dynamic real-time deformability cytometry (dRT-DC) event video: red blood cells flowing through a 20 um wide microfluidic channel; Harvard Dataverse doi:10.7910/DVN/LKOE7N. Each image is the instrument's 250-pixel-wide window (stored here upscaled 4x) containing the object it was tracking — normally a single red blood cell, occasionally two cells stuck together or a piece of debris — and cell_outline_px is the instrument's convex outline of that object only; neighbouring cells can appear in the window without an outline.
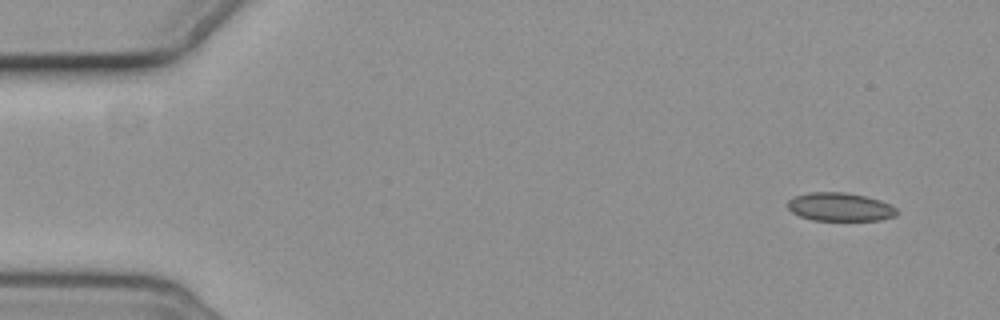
{"species": "common noctule bat (a hibernating species)", "species_latin": "Nyctalus noctula", "temperature_condition": "cold", "stored_images_in_passage": 4, "camera_frame_rate_fps": 3000, "um_per_image_px": 0.085, "animal": {"sex": "female", "body_mass_g": 19.3, "forearm_length_mm": 54.1}, "frame": {"image": 1, "passage_image": 1, "time_ms": 0.0, "image_size_px": [1000, 320], "cell_outline_px": [[896, 216], [880, 220], [812, 220], [800, 216], [792, 212], [788, 208], [788, 200], [796, 196], [808, 192], [844, 192], [864, 196], [880, 200], [896, 208]], "centroid_in_image_um": [71.38, 17.59], "position_along_channel_um": 13.6, "area_um2": 17.92}}
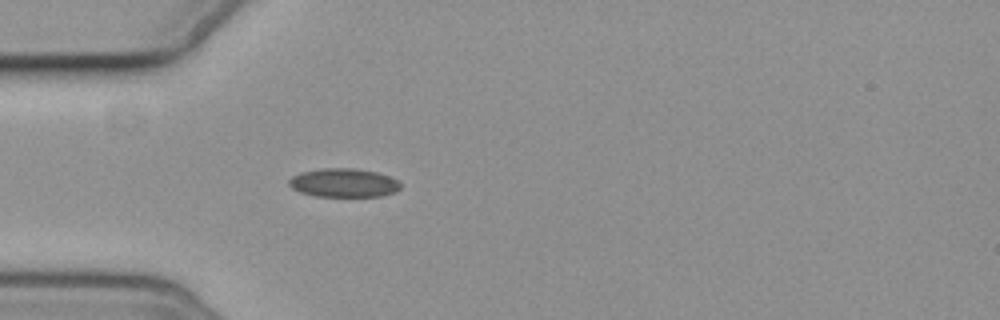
{"frame": {"image": 2, "passage_image": 4, "time_ms": 4.333, "image_size_px": [1000, 320], "cell_outline_px": [[400, 188], [396, 192], [380, 196], [316, 196], [300, 192], [292, 188], [288, 184], [288, 180], [292, 176], [300, 172], [324, 168], [352, 168], [376, 172], [388, 176], [396, 180], [400, 184]], "centroid_in_image_um": [29.18, 15.54], "position_along_channel_um": 55.8, "area_um2": 18.55}}